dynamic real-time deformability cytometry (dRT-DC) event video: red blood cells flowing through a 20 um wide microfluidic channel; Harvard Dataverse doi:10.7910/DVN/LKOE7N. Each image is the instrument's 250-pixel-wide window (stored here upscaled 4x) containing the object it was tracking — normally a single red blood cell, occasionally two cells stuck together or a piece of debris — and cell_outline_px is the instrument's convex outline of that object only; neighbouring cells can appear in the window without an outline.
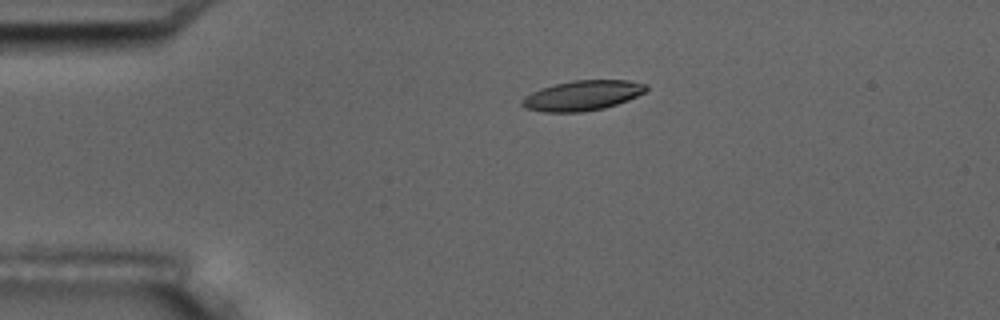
{"species": "common noctule bat (a hibernating species)", "species_latin": "Nyctalus noctula", "temperature_condition": "room temperature", "stored_images_in_passage": 7, "camera_frame_rate_fps": 3000, "um_per_image_px": 0.085, "animal": {"sex": "male", "body_mass_g": 17.5, "forearm_length_mm": 52.3}, "frame": {"image": 1, "passage_image": 1, "time_ms": 0.0, "image_size_px": [1000, 320], "cell_outline_px": [[648, 88], [644, 92], [628, 100], [604, 108], [580, 112], [544, 112], [524, 108], [520, 104], [520, 100], [524, 96], [540, 88], [572, 80], [628, 80], [648, 84]], "centroid_in_image_um": [49.48, 8.11], "position_along_channel_um": 35.5, "area_um2": 21.79}}
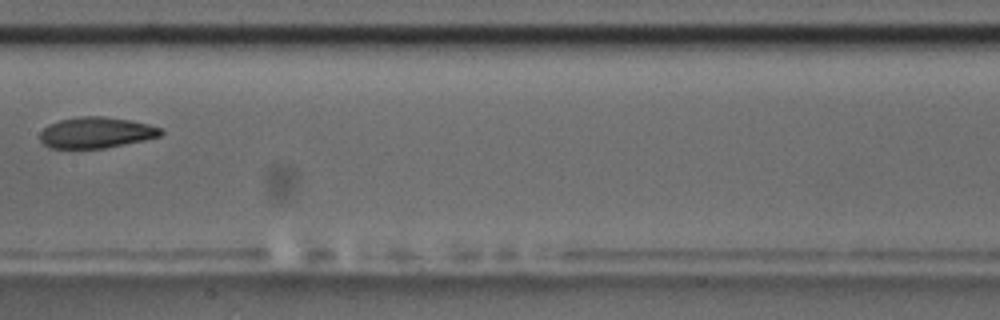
{"frame": {"image": 2, "passage_image": 6, "time_ms": 5.667, "image_size_px": [1000, 320], "cell_outline_px": [[164, 132], [160, 136], [144, 140], [104, 148], [48, 148], [40, 140], [40, 132], [48, 124], [60, 120], [80, 116], [104, 116], [128, 120], [148, 124], [164, 128]], "centroid_in_image_um": [8.17, 11.27], "position_along_channel_um": 199.2, "area_um2": 21.85}}
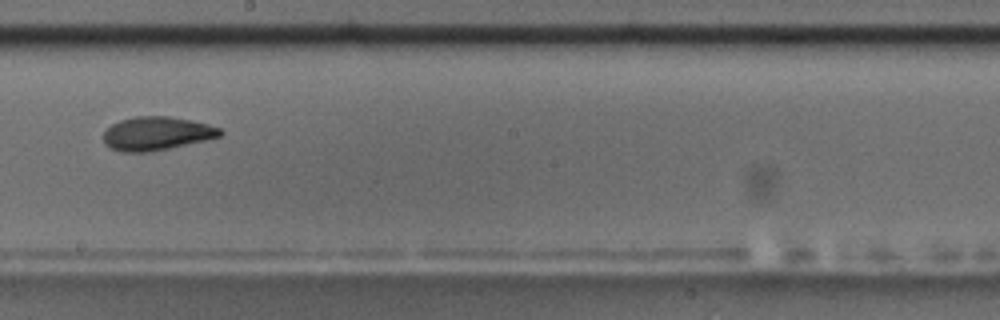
{"frame": {"image": 3, "passage_image": 7, "time_ms": 6.667, "image_size_px": [1000, 320], "cell_outline_px": [[224, 132], [220, 136], [204, 140], [168, 148], [148, 152], [120, 152], [108, 148], [104, 144], [104, 132], [112, 124], [120, 120], [136, 116], [168, 116], [192, 120], [208, 124], [220, 128]], "centroid_in_image_um": [13.29, 11.34], "position_along_channel_um": 234.9, "area_um2": 22.77}}